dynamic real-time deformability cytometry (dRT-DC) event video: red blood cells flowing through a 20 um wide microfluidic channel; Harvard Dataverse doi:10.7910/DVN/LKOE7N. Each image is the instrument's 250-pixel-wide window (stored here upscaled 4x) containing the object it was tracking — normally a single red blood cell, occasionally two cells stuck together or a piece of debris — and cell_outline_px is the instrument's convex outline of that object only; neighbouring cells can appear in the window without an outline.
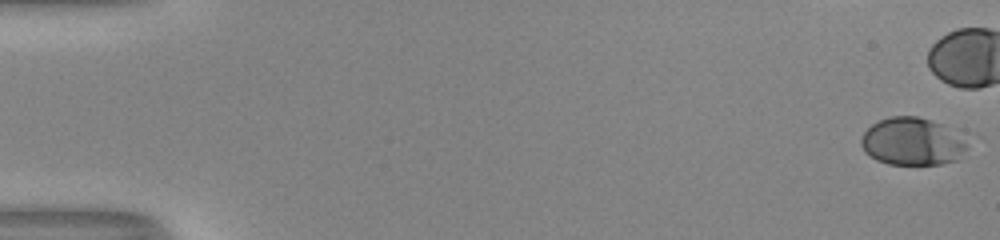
{"species": "human", "species_latin": "Homo sapiens", "temperature_condition": "room temperature", "stored_images_in_passage": 26, "camera_frame_rate_fps": 3000, "um_per_image_px": 0.085, "donor": {"sex": "male"}, "frame": {"image": 1, "passage_image": 1, "time_ms": 0.0, "image_size_px": [1000, 240], "cell_outline_px": [[972, 140], [968, 148], [956, 160], [940, 164], [888, 164], [876, 160], [864, 152], [860, 144], [860, 140], [864, 132], [872, 124], [888, 116], [916, 116], [940, 124]], "centroid_in_image_um": [77.57, 12.04], "position_along_channel_um": 7.4, "area_um2": 29.71}}